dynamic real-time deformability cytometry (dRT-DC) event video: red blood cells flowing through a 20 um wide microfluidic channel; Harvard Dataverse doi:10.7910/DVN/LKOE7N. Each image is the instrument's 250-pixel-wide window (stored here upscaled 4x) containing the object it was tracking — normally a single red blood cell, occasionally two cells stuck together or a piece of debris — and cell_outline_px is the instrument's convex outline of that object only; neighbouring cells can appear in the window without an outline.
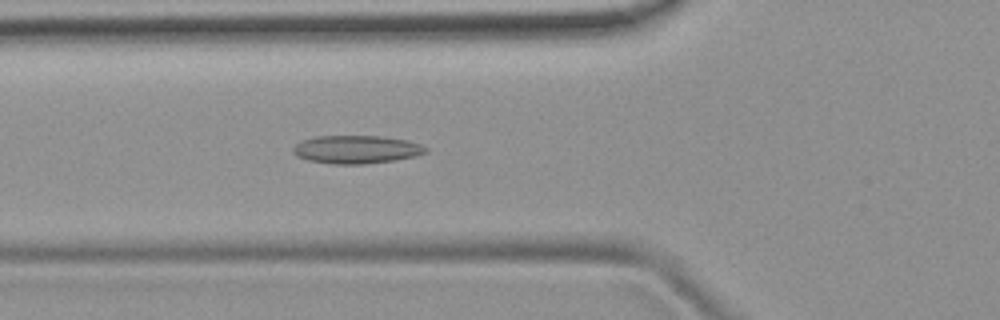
{"species": "common noctule bat (a hibernating species)", "species_latin": "Nyctalus noctula", "temperature_condition": "room temperature", "stored_images_in_passage": 52, "camera_frame_rate_fps": 3000, "um_per_image_px": 0.085, "animal": {"sex": "female", "body_mass_g": 19.9}, "frame": {"image": 1, "passage_image": 19, "time_ms": 6.0, "image_size_px": [1000, 320], "cell_outline_px": [[428, 152], [416, 156], [396, 160], [364, 164], [332, 164], [308, 160], [296, 156], [292, 152], [292, 148], [296, 144], [304, 140], [316, 136], [380, 136], [408, 140], [420, 144], [428, 148]], "centroid_in_image_um": [30.31, 12.71], "position_along_channel_um": 95.5, "area_um2": 21.85}}
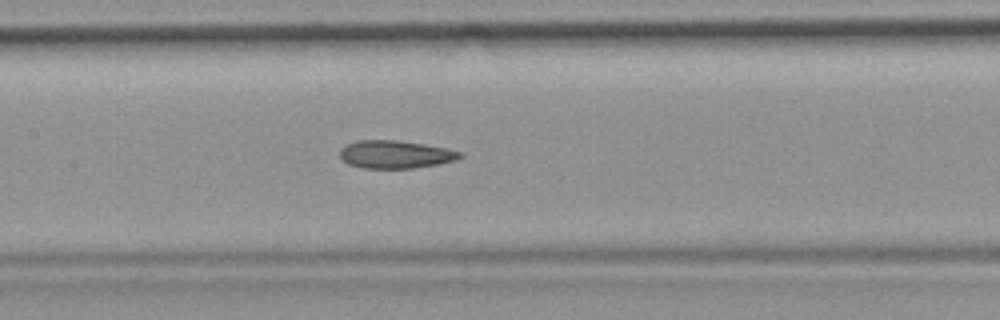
{"frame": {"image": 2, "passage_image": 25, "time_ms": 8.0, "image_size_px": [1000, 320], "cell_outline_px": [[464, 156], [456, 160], [436, 164], [412, 168], [364, 168], [348, 164], [340, 156], [340, 148], [356, 140], [396, 140], [424, 144], [448, 148], [460, 152]], "centroid_in_image_um": [33.61, 13.12], "position_along_channel_um": 173.8, "area_um2": 19.42}}
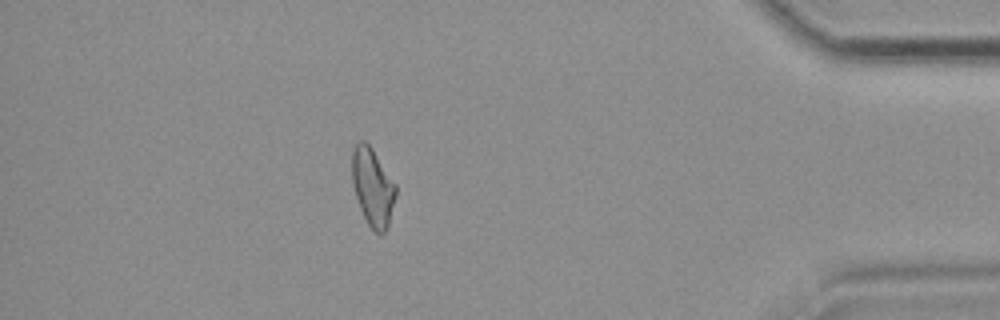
{"frame": {"image": 3, "passage_image": 46, "time_ms": 15.0, "image_size_px": [1000, 320], "cell_outline_px": [[396, 196], [388, 224], [384, 232], [380, 236], [368, 224], [360, 208], [352, 184], [352, 148], [360, 140], [364, 140], [372, 148], [396, 184]], "centroid_in_image_um": [31.67, 15.88], "position_along_channel_um": 403.5, "area_um2": 19.77}, "authors_computed_cell_mechanics": {"area_um2": 20.0855, "velocity_mm_per_s": 3.9021, "shape_relaxation_time_tau1_ms": null, "shape_relaxation_time_tau2_ms": 5.784, "deformation_change_tau1": null, "deformation_change_tau2": 0.1486}}